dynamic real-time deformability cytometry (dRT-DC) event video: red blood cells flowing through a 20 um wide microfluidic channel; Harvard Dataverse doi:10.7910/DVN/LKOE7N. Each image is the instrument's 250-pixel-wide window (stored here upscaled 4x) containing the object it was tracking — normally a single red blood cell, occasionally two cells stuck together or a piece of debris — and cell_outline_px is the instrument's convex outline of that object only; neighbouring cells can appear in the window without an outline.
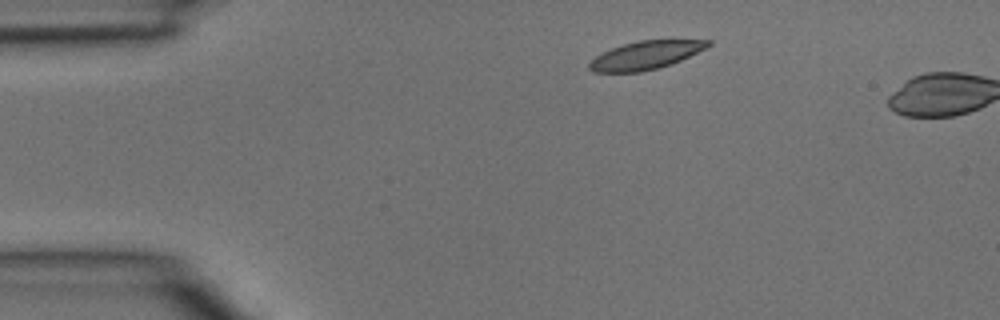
{"species": "common noctule bat (a hibernating species)", "species_latin": "Nyctalus noctula", "temperature_condition": "room temperature", "stored_images_in_passage": 2, "camera_frame_rate_fps": 3000, "um_per_image_px": 0.085, "animal": {"sex": "male", "body_mass_g": 15.6}, "frame": {"image": 1, "passage_image": 1, "time_ms": 0.0, "image_size_px": [1000, 320], "cell_outline_px": [[712, 44], [708, 48], [672, 64], [660, 68], [640, 72], [592, 72], [588, 68], [588, 64], [596, 56], [612, 48], [624, 44], [640, 40], [712, 40]], "centroid_in_image_um": [54.92, 4.7], "position_along_channel_um": 30.1, "area_um2": 19.59}}